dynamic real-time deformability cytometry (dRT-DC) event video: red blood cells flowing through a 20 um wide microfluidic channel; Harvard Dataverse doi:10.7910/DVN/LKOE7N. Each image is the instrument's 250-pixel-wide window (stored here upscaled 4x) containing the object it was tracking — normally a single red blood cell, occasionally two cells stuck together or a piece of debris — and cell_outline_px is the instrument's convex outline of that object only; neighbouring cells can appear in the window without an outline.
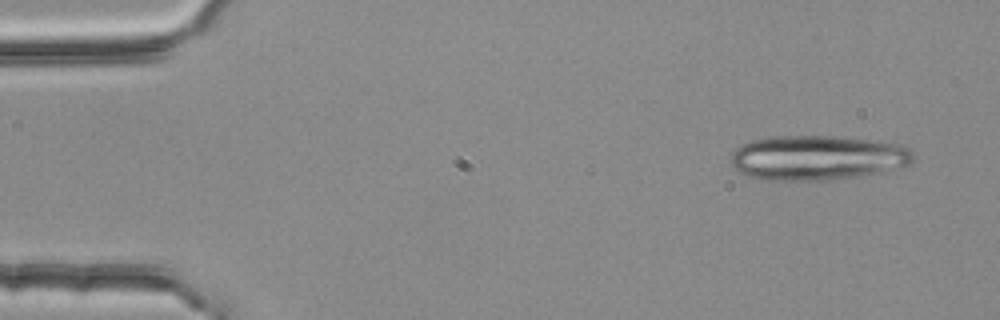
{"species": "common noctule bat (a hibernating species)", "species_latin": "Nyctalus noctula", "temperature_condition": "room temperature", "stored_images_in_passage": 4, "segment_of_instrument_passage": [2, 2], "camera_frame_rate_fps": 3000, "um_per_image_px": 0.085, "animal": {"sex": "female", "body_mass_g": 25.1}, "frame": {"image": 1, "passage_image": 4, "time_ms": 1.0, "image_size_px": [1000, 320], "cell_outline_px": [[916, 156], [908, 164], [876, 172], [828, 180], [764, 180], [748, 176], [740, 172], [732, 164], [732, 152], [736, 148], [752, 140], [772, 136], [836, 136], [900, 144], [908, 148]], "centroid_in_image_um": [69.43, 13.39], "position_along_channel_um": 15.6, "area_um2": 46.93}}